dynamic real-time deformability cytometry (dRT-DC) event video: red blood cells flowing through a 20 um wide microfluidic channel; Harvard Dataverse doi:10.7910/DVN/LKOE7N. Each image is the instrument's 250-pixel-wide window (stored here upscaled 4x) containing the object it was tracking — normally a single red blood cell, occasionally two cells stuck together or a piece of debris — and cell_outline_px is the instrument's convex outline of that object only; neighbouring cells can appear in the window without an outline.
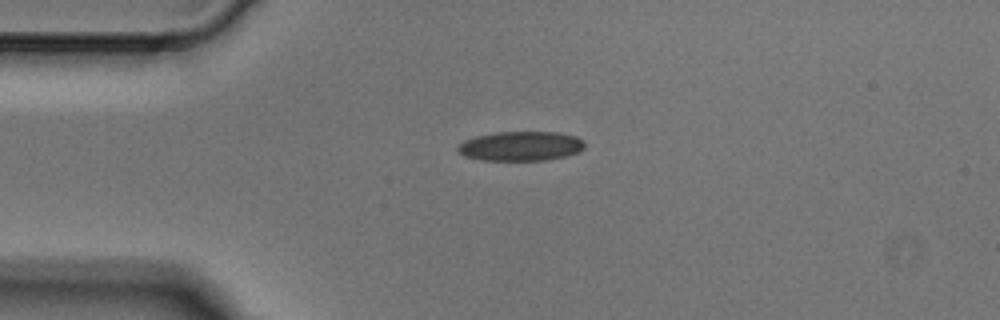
{"species": "Egyptian fruit bat (a non-hibernating species)", "species_latin": "Rousettus aegyptiacus", "temperature_condition": "cold", "stored_images_in_passage": 3, "camera_frame_rate_fps": 3000, "um_per_image_px": 0.085, "animal": {"sex": "male"}, "frame": {"image": 1, "passage_image": 1, "time_ms": 0.0, "image_size_px": [1000, 320], "cell_outline_px": [[584, 148], [576, 152], [564, 156], [544, 160], [480, 160], [464, 156], [456, 148], [464, 140], [476, 136], [496, 132], [556, 132], [576, 136], [584, 140]], "centroid_in_image_um": [44.25, 12.41], "position_along_channel_um": 40.8, "area_um2": 21.68}}
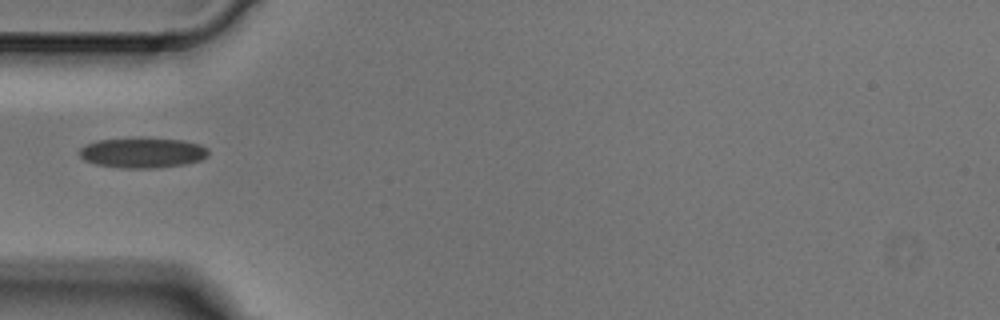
{"frame": {"image": 2, "passage_image": 2, "time_ms": 0.333, "image_size_px": [1000, 320], "cell_outline_px": [[208, 156], [200, 160], [184, 164], [156, 168], [120, 168], [96, 164], [84, 160], [80, 156], [80, 148], [88, 144], [100, 140], [180, 140], [200, 144], [208, 148]], "centroid_in_image_um": [12.14, 13.02], "position_along_channel_um": 72.9, "area_um2": 21.91}}
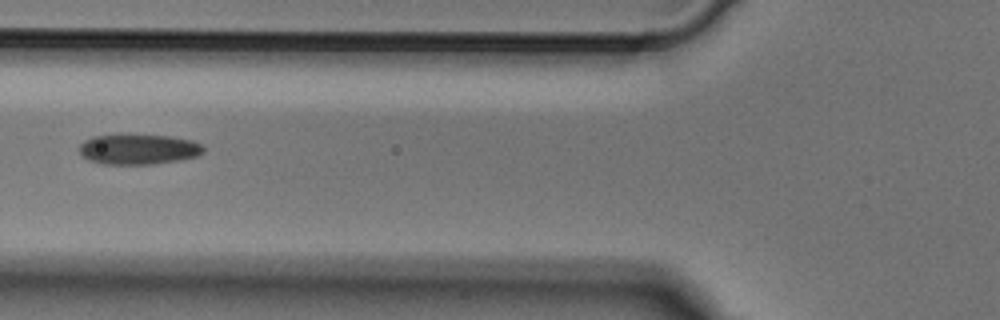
{"frame": {"image": 3, "passage_image": 3, "time_ms": 0.667, "image_size_px": [1000, 320], "cell_outline_px": [[204, 152], [196, 156], [180, 160], [152, 164], [104, 164], [88, 160], [80, 152], [80, 144], [84, 140], [92, 136], [120, 132], [168, 136], [192, 140], [200, 144], [204, 148]], "centroid_in_image_um": [11.73, 12.64], "position_along_channel_um": 114.1, "area_um2": 22.54}}